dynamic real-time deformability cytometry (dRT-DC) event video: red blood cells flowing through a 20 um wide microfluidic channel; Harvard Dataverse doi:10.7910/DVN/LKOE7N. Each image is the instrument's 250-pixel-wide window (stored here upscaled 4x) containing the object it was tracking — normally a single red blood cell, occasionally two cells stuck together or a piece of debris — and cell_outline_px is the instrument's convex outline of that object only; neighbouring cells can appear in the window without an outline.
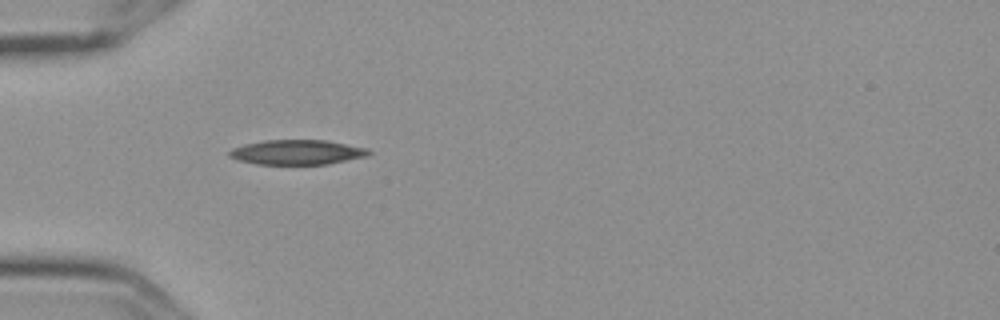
{"species": "Egyptian fruit bat (a non-hibernating species)", "species_latin": "Rousettus aegyptiacus", "temperature_condition": "cold", "stored_images_in_passage": 3, "camera_frame_rate_fps": 3000, "um_per_image_px": 0.085, "frame": {"image": 1, "passage_image": 1, "time_ms": 0.0, "image_size_px": [1000, 320], "cell_outline_px": [[372, 152], [368, 156], [328, 164], [256, 164], [240, 160], [228, 156], [228, 152], [232, 148], [244, 144], [264, 140], [324, 140], [368, 148]], "centroid_in_image_um": [25.26, 12.94], "position_along_channel_um": 59.7, "area_um2": 20.11}}
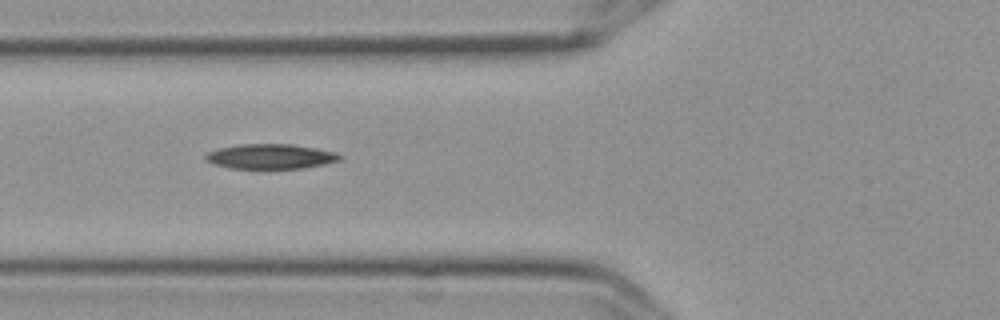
{"frame": {"image": 2, "passage_image": 2, "time_ms": 0.333, "image_size_px": [1000, 320], "cell_outline_px": [[344, 156], [340, 160], [324, 164], [304, 168], [232, 168], [212, 164], [204, 160], [204, 156], [208, 152], [220, 148], [240, 144], [292, 144], [316, 148], [336, 152]], "centroid_in_image_um": [23.01, 13.29], "position_along_channel_um": 102.8, "area_um2": 19.48}}
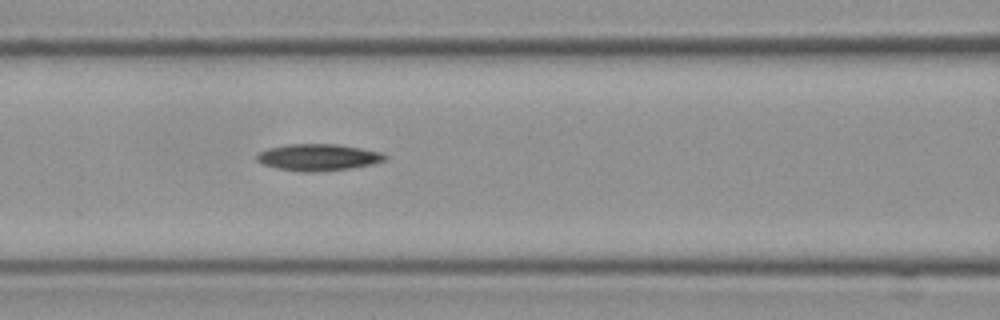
{"frame": {"image": 3, "passage_image": 3, "time_ms": 0.667, "image_size_px": [1000, 320], "cell_outline_px": [[388, 160], [372, 164], [348, 168], [312, 172], [300, 172], [276, 168], [264, 164], [256, 160], [256, 156], [260, 152], [268, 148], [288, 144], [336, 144], [360, 148], [380, 152], [388, 156]], "centroid_in_image_um": [27.05, 13.37], "position_along_channel_um": 139.6, "area_um2": 19.83}}